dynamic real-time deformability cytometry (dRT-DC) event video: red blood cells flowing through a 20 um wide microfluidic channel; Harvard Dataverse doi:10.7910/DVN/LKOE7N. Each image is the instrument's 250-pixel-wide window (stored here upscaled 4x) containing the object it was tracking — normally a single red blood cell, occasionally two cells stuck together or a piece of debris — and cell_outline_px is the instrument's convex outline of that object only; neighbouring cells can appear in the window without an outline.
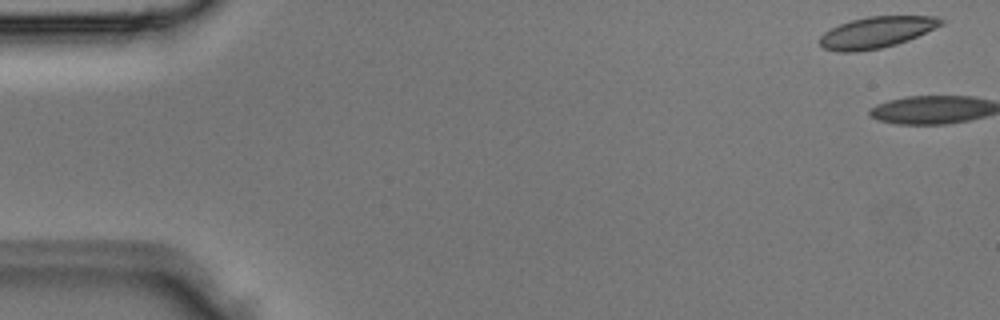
{"species": "Egyptian fruit bat (a non-hibernating species)", "species_latin": "Rousettus aegyptiacus", "temperature_condition": "room temperature", "stored_images_in_passage": 3, "segment_of_instrument_passage": [2, 2], "camera_frame_rate_fps": 3000, "um_per_image_px": 0.085, "animal": {"sex": "male"}, "frame": {"image": 1, "passage_image": 3, "time_ms": 0.667, "image_size_px": [1000, 320], "cell_outline_px": [[944, 24], [908, 40], [896, 44], [880, 48], [856, 52], [840, 52], [824, 48], [820, 44], [820, 36], [824, 32], [840, 24], [852, 20], [868, 16], [936, 16], [944, 20]], "centroid_in_image_um": [74.51, 2.74], "position_along_channel_um": 10.5, "area_um2": 21.96}}